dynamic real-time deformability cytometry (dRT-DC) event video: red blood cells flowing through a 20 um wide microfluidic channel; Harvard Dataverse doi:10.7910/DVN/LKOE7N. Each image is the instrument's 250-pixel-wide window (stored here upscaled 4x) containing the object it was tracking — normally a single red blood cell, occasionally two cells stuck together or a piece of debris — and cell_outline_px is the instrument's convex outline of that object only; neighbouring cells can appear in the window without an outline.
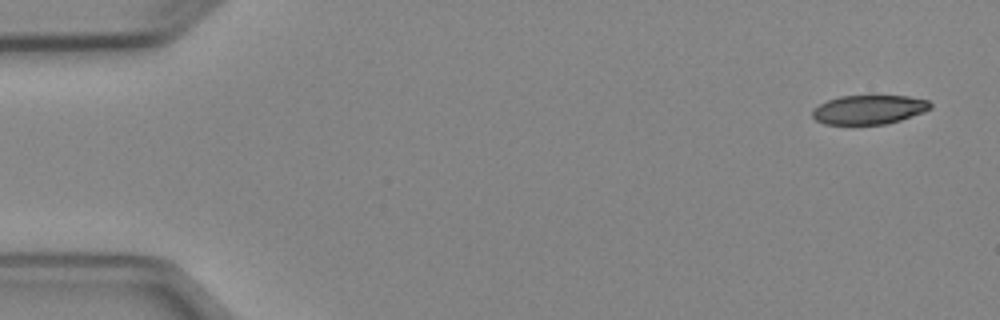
{"species": "Egyptian fruit bat (a non-hibernating species)", "species_latin": "Rousettus aegyptiacus", "temperature_condition": "cold", "stored_images_in_passage": 4, "camera_frame_rate_fps": 3000, "um_per_image_px": 0.085, "animal": {"sex": "female"}, "frame": {"image": 1, "passage_image": 1, "time_ms": 0.0, "image_size_px": [1000, 320], "cell_outline_px": [[932, 108], [924, 112], [900, 120], [884, 124], [824, 124], [816, 120], [812, 116], [812, 108], [828, 100], [840, 96], [872, 92], [908, 96], [928, 100], [932, 104]], "centroid_in_image_um": [73.88, 9.25], "position_along_channel_um": 11.1, "area_um2": 20.98}}
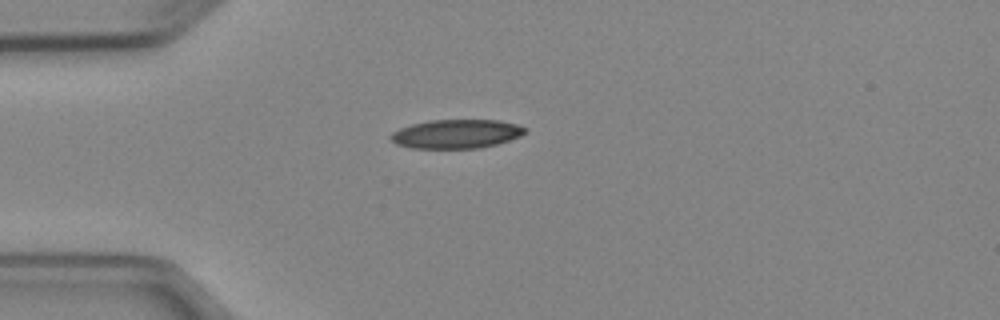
{"frame": {"image": 2, "passage_image": 4, "time_ms": 3.667, "image_size_px": [1000, 320], "cell_outline_px": [[524, 132], [520, 136], [496, 144], [480, 148], [412, 148], [396, 144], [388, 136], [392, 132], [400, 128], [412, 124], [428, 120], [500, 120], [516, 124], [524, 128]], "centroid_in_image_um": [38.74, 11.38], "position_along_channel_um": 46.3, "area_um2": 22.48}}